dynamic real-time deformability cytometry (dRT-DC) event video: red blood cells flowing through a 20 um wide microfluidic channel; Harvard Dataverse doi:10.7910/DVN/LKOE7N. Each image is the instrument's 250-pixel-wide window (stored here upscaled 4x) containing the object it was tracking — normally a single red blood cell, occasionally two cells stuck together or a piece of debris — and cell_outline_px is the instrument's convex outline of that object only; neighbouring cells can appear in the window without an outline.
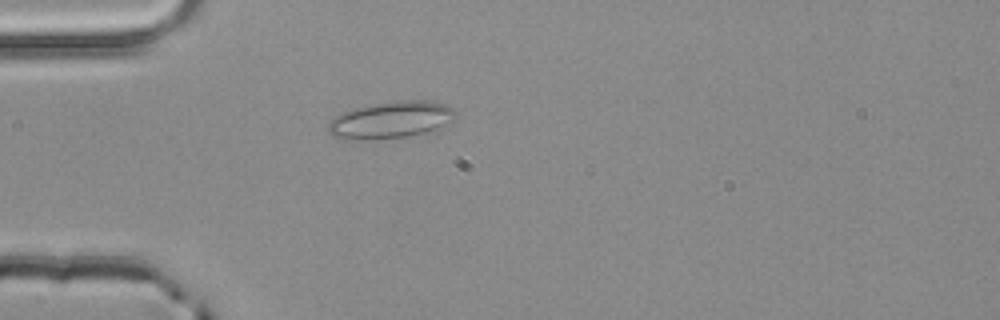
{"species": "common noctule bat (a hibernating species)", "species_latin": "Nyctalus noctula", "temperature_condition": "room temperature", "stored_images_in_passage": 4, "camera_frame_rate_fps": 3000, "um_per_image_px": 0.085, "animal": {"sex": "male", "body_mass_g": 20.4}, "frame": {"image": 1, "passage_image": 4, "time_ms": 1.0, "image_size_px": [1000, 320], "cell_outline_px": [[456, 116], [452, 120], [436, 128], [424, 132], [404, 136], [332, 136], [328, 132], [328, 124], [336, 116], [344, 112], [356, 108], [372, 104], [400, 100], [420, 100], [448, 104], [456, 112]], "centroid_in_image_um": [33.31, 10.11], "position_along_channel_um": 51.7, "area_um2": 25.72}}